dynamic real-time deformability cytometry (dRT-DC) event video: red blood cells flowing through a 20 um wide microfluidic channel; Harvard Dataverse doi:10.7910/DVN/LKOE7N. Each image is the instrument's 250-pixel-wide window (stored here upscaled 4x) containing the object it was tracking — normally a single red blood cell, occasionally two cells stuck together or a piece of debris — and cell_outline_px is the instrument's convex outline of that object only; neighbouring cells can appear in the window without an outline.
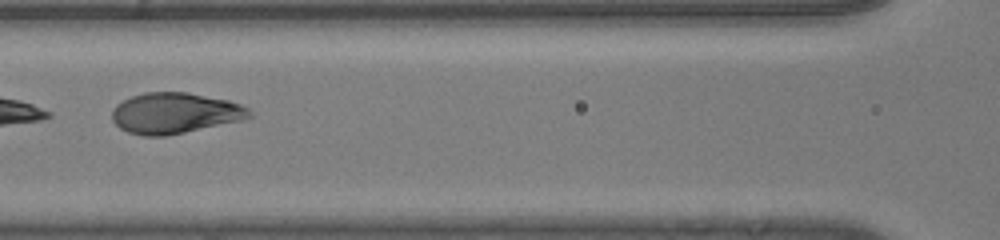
{"species": "human", "species_latin": "Homo sapiens", "temperature_condition": "room temperature", "stored_images_in_passage": 50, "segment_of_instrument_passage": [2, 2], "camera_frame_rate_fps": 3000, "um_per_image_px": 0.085, "donor": {"sex": "male"}, "frame": {"image": 1, "passage_image": 28, "time_ms": 9.0, "image_size_px": [1000, 240], "cell_outline_px": [[252, 116], [244, 120], [164, 136], [144, 136], [128, 132], [120, 128], [112, 120], [112, 108], [116, 104], [132, 96], [144, 92], [188, 92], [228, 100], [240, 104], [248, 108], [252, 112]], "centroid_in_image_um": [14.86, 9.61], "position_along_channel_um": 151.7, "area_um2": 32.71}}
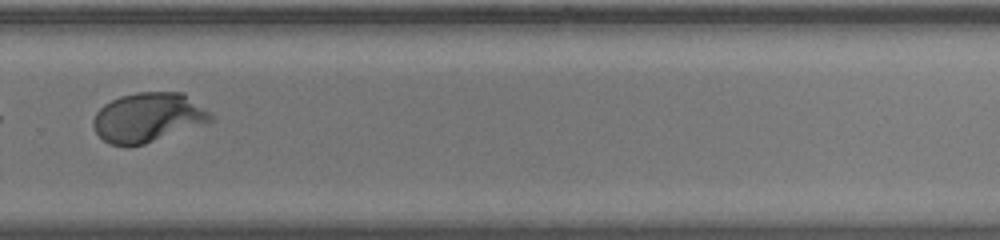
{"frame": {"image": 2, "passage_image": 40, "time_ms": 13.0, "image_size_px": [1000, 240], "cell_outline_px": [[212, 120], [144, 144], [128, 148], [124, 148], [108, 144], [96, 132], [92, 124], [92, 120], [96, 112], [104, 104], [120, 96], [136, 92], [184, 92], [208, 112], [212, 116]], "centroid_in_image_um": [12.49, 9.99], "position_along_channel_um": 317.3, "area_um2": 33.64}}